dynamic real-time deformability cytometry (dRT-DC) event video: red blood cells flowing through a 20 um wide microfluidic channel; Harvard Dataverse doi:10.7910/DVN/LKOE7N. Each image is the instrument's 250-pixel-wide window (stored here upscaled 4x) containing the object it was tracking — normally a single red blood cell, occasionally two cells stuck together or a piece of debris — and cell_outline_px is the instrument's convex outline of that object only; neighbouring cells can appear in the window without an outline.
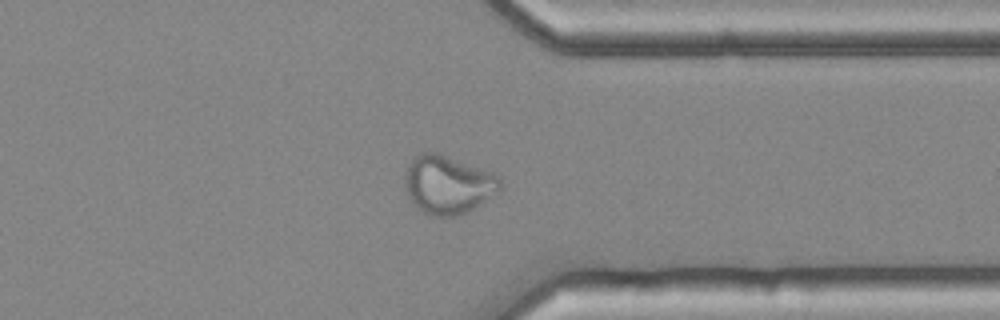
{"species": "common noctule bat (a hibernating species)", "species_latin": "Nyctalus noctula", "temperature_condition": "cold", "stored_images_in_passage": 43, "camera_frame_rate_fps": 3000, "um_per_image_px": 0.085, "animal": {"sex": "female", "body_mass_g": 25.1}, "frame": {"image": 1, "passage_image": 31, "time_ms": 10.0, "image_size_px": [1000, 320], "cell_outline_px": [[500, 188], [496, 192], [460, 216], [428, 216], [416, 208], [408, 196], [404, 184], [404, 180], [408, 164], [416, 156], [424, 152], [436, 152], [492, 172], [500, 176]], "centroid_in_image_um": [38.03, 15.71], "position_along_channel_um": 373.4, "area_um2": 32.14}}